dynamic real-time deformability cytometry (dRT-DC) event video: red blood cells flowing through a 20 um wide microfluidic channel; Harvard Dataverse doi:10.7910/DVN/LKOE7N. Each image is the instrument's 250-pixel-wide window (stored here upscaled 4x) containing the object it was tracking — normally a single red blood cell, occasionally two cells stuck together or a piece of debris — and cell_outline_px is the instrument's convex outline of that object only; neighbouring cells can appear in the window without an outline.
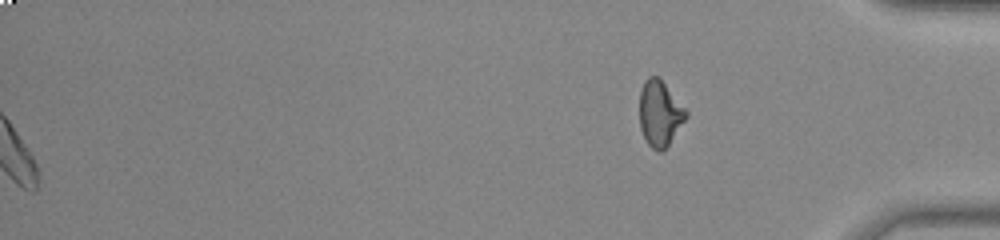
{"species": "common noctule bat (a hibernating species)", "species_latin": "Nyctalus noctula", "temperature_condition": "room temperature", "stored_images_in_passage": 56, "segment_of_instrument_passage": [2, 2], "camera_frame_rate_fps": 3000, "um_per_image_px": 0.085, "animal": {"sex": "male", "body_mass_g": 20.0, "forearm_length_mm": 53.3}, "frame": {"image": 1, "passage_image": 56, "time_ms": 18.333, "image_size_px": [1000, 240], "cell_outline_px": [[688, 116], [664, 152], [656, 152], [648, 144], [640, 128], [640, 92], [644, 80], [648, 76], [660, 76], [688, 112]], "centroid_in_image_um": [56.09, 9.64], "position_along_channel_um": 379.1, "area_um2": 18.09}}